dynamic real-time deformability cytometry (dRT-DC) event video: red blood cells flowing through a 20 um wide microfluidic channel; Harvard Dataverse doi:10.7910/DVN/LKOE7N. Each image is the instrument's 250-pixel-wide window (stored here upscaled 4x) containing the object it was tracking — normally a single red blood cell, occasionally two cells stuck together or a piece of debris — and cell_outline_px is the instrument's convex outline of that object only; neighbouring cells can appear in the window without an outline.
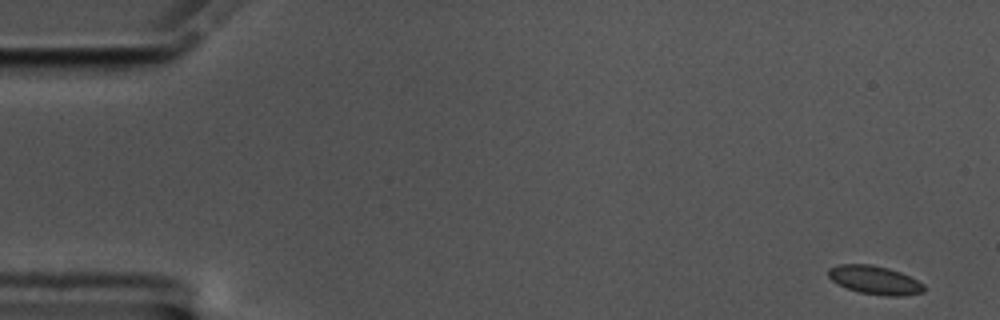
{"species": "common noctule bat (a hibernating species)", "species_latin": "Nyctalus noctula", "temperature_condition": "cold", "stored_images_in_passage": 58, "segment_of_instrument_passage": [1, 2], "camera_frame_rate_fps": 3000, "um_per_image_px": 0.085, "animal": {"sex": "male", "body_mass_g": 17.5, "forearm_length_mm": 52.3}, "frame": {"image": 1, "passage_image": 1, "time_ms": 0.0, "image_size_px": [1000, 320], "cell_outline_px": [[924, 292], [900, 296], [884, 296], [860, 292], [848, 288], [832, 280], [828, 276], [828, 268], [840, 264], [872, 264], [888, 268], [900, 272], [924, 284]], "centroid_in_image_um": [74.36, 23.8], "position_along_channel_um": 10.6, "area_um2": 15.72}}
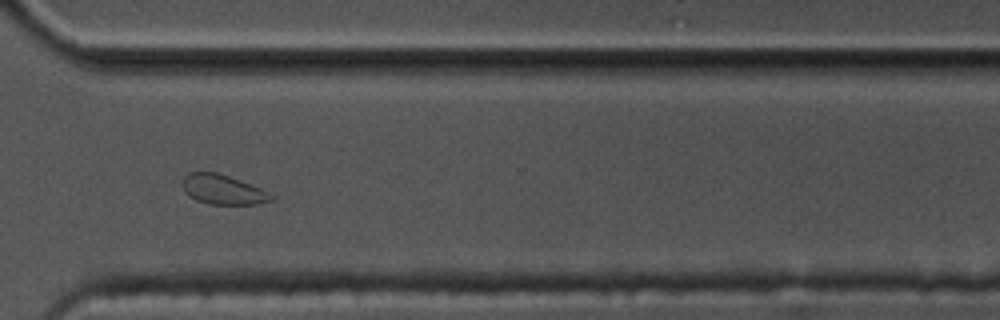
{"frame": {"image": 2, "passage_image": 42, "time_ms": 13.667, "image_size_px": [1000, 320], "cell_outline_px": [[276, 196], [272, 200], [256, 204], [208, 204], [196, 200], [188, 196], [184, 192], [180, 184], [184, 176], [188, 172], [216, 172], [240, 180], [260, 188]], "centroid_in_image_um": [18.89, 16.11], "position_along_channel_um": 351.7, "area_um2": 15.49}}
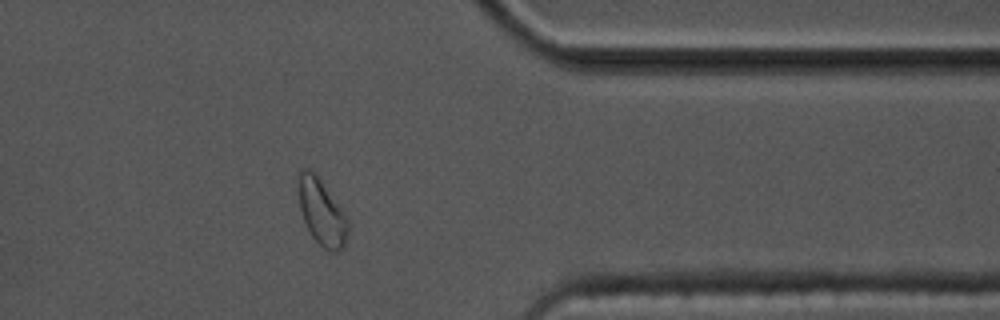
{"frame": {"image": 3, "passage_image": 46, "time_ms": 15.0, "image_size_px": [1000, 320], "cell_outline_px": [[352, 224], [344, 248], [336, 252], [328, 252], [312, 236], [300, 212], [296, 180], [300, 172], [304, 168], [308, 168], [320, 180], [344, 208]], "centroid_in_image_um": [27.4, 18.06], "position_along_channel_um": 384.0, "area_um2": 19.88}}